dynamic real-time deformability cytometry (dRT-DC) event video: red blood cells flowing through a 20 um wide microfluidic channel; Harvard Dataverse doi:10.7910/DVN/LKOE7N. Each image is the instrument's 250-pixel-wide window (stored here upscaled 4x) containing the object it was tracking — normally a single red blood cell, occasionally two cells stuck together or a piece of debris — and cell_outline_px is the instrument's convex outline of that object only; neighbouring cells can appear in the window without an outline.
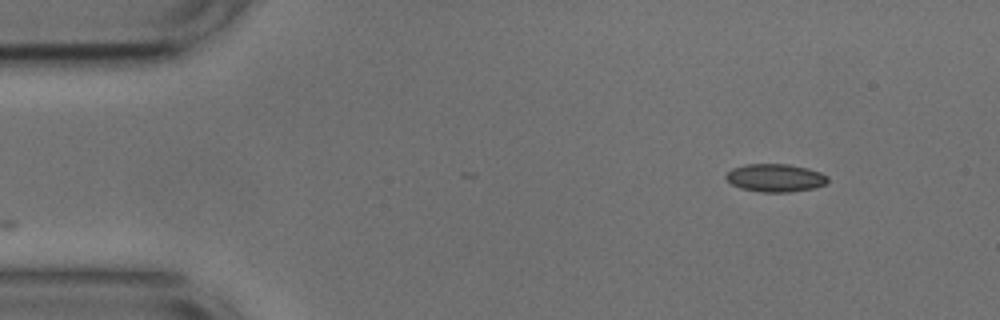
{"species": "common noctule bat (a hibernating species)", "species_latin": "Nyctalus noctula", "temperature_condition": "cold", "stored_images_in_passage": 38, "camera_frame_rate_fps": 3000, "um_per_image_px": 0.085, "animal": {"sex": "male", "body_mass_g": 17.9, "forearm_length_mm": 54.2}, "frame": {"image": 1, "passage_image": 1, "time_ms": 0.0, "image_size_px": [1000, 320], "cell_outline_px": [[828, 180], [824, 184], [812, 188], [792, 192], [760, 192], [740, 188], [732, 184], [724, 176], [732, 168], [748, 164], [788, 164], [808, 168], [820, 172], [828, 176]], "centroid_in_image_um": [65.89, 15.12], "position_along_channel_um": 19.1, "area_um2": 16.53}}
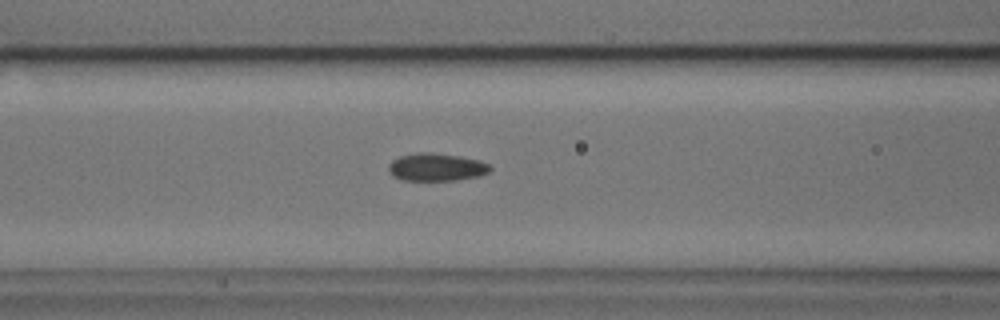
{"frame": {"image": 2, "passage_image": 16, "time_ms": 5.0, "image_size_px": [1000, 320], "cell_outline_px": [[492, 168], [488, 172], [480, 176], [456, 180], [404, 180], [392, 176], [388, 172], [388, 164], [392, 160], [400, 156], [416, 152], [432, 152], [460, 156], [480, 160], [488, 164]], "centroid_in_image_um": [37.07, 14.2], "position_along_channel_um": 129.5, "area_um2": 16.59}}
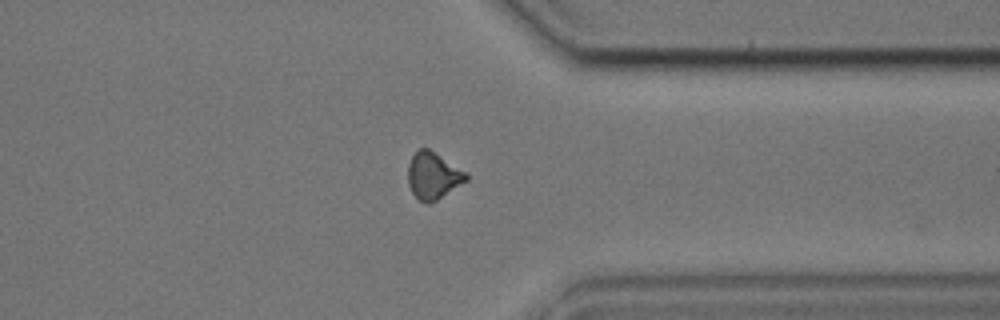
{"frame": {"image": 3, "passage_image": 36, "time_ms": 11.667, "image_size_px": [1000, 320], "cell_outline_px": [[468, 180], [436, 200], [428, 204], [420, 200], [412, 192], [408, 184], [408, 164], [412, 156], [420, 148], [428, 148], [468, 172]], "centroid_in_image_um": [36.83, 14.92], "position_along_channel_um": 374.6, "area_um2": 15.84}}